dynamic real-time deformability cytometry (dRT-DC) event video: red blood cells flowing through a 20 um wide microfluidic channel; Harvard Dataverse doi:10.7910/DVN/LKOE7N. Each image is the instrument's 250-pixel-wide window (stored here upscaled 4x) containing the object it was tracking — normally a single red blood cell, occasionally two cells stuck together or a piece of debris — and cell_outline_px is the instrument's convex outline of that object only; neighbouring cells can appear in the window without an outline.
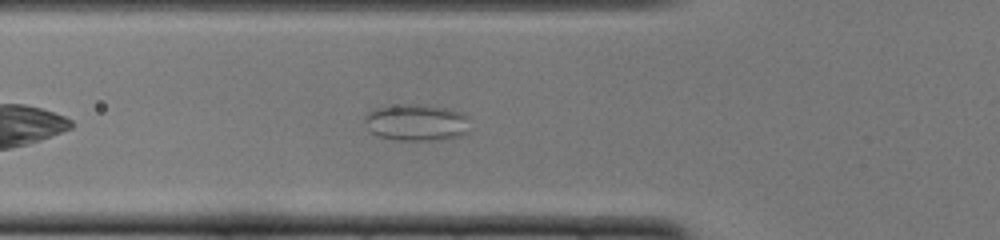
{"species": "common noctule bat (a hibernating species)", "species_latin": "Nyctalus noctula", "temperature_condition": "cold", "stored_images_in_passage": 40, "camera_frame_rate_fps": 3000, "um_per_image_px": 0.085, "animal": {"sex": "female", "body_mass_g": 22.0, "forearm_length_mm": 56.7}, "frame": {"image": 1, "passage_image": 7, "time_ms": 2.0, "image_size_px": [1000, 240], "cell_outline_px": [[468, 132], [460, 136], [444, 140], [392, 140], [376, 136], [368, 128], [364, 120], [364, 116], [372, 108], [404, 104], [416, 104], [452, 108], [468, 116]], "centroid_in_image_um": [35.4, 10.41], "position_along_channel_um": 90.4, "area_um2": 22.95}}
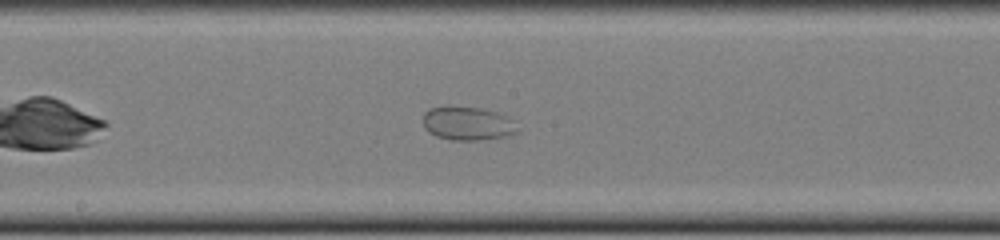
{"frame": {"image": 2, "passage_image": 16, "time_ms": 5.0, "image_size_px": [1000, 240], "cell_outline_px": [[520, 132], [508, 136], [480, 140], [452, 140], [436, 136], [428, 132], [424, 128], [424, 112], [428, 108], [484, 108], [508, 116]], "centroid_in_image_um": [39.77, 10.52], "position_along_channel_um": 208.4, "area_um2": 18.26}}
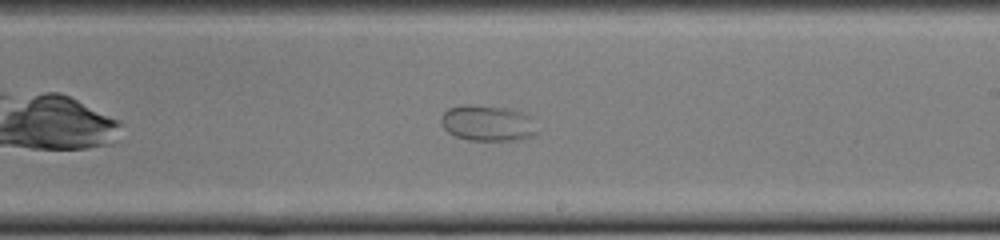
{"frame": {"image": 3, "passage_image": 19, "time_ms": 6.0, "image_size_px": [1000, 240], "cell_outline_px": [[536, 132], [532, 136], [520, 140], [468, 140], [456, 136], [448, 132], [444, 128], [440, 120], [440, 116], [448, 108], [460, 104], [472, 104], [504, 108], [520, 112], [528, 116]], "centroid_in_image_um": [41.35, 10.46], "position_along_channel_um": 247.6, "area_um2": 19.83}}